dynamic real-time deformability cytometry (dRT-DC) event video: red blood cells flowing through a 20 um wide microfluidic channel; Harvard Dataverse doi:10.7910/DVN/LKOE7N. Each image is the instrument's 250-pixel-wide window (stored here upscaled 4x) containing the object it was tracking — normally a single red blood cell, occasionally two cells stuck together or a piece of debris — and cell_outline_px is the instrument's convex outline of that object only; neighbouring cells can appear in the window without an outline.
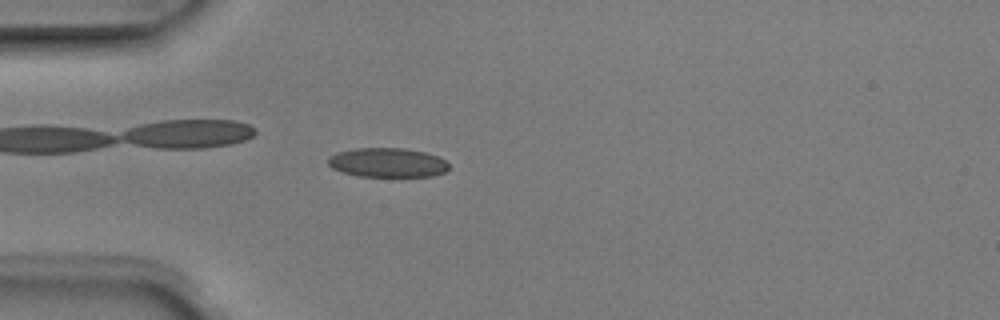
{"species": "Egyptian fruit bat (a non-hibernating species)", "species_latin": "Rousettus aegyptiacus", "temperature_condition": "room temperature", "stored_images_in_passage": 2, "camera_frame_rate_fps": 3000, "um_per_image_px": 0.085, "animal": {"sex": "male"}, "frame": {"image": 1, "passage_image": 2, "time_ms": 0.333, "image_size_px": [1000, 320], "cell_outline_px": [[448, 168], [444, 172], [432, 176], [360, 176], [344, 172], [332, 168], [328, 164], [328, 156], [336, 152], [356, 148], [404, 148], [424, 152], [436, 156], [444, 160], [448, 164]], "centroid_in_image_um": [32.9, 13.81], "position_along_channel_um": 52.1, "area_um2": 20.46}}